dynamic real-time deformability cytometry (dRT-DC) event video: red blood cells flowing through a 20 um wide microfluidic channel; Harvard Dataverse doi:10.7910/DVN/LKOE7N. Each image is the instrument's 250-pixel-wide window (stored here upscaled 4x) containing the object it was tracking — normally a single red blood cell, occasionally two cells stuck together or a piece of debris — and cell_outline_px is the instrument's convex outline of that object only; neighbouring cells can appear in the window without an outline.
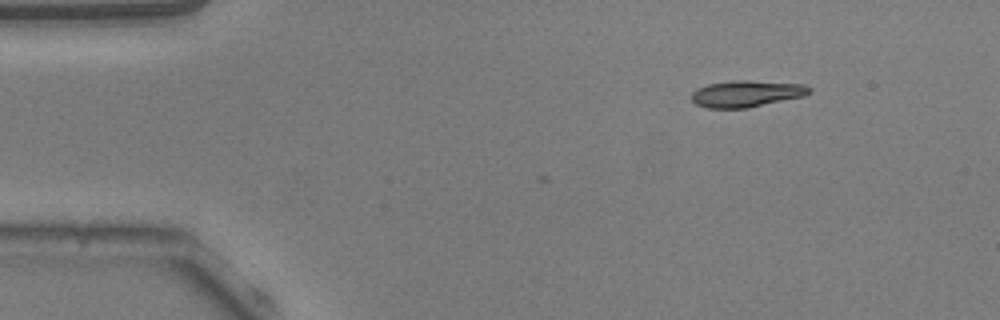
{"species": "common noctule bat (a hibernating species)", "species_latin": "Nyctalus noctula", "temperature_condition": "warm", "stored_images_in_passage": 2, "camera_frame_rate_fps": 3000, "um_per_image_px": 0.085, "animal": {"sex": "male", "body_mass_g": 20.5, "forearm_length_mm": 52.5}, "frame": {"image": 1, "passage_image": 2, "time_ms": 0.333, "image_size_px": [1000, 320], "cell_outline_px": [[812, 92], [804, 96], [748, 108], [708, 108], [696, 104], [692, 100], [692, 92], [696, 88], [708, 84], [732, 80], [748, 80], [804, 84], [812, 88]], "centroid_in_image_um": [63.47, 7.96], "position_along_channel_um": 21.5, "area_um2": 18.38}}